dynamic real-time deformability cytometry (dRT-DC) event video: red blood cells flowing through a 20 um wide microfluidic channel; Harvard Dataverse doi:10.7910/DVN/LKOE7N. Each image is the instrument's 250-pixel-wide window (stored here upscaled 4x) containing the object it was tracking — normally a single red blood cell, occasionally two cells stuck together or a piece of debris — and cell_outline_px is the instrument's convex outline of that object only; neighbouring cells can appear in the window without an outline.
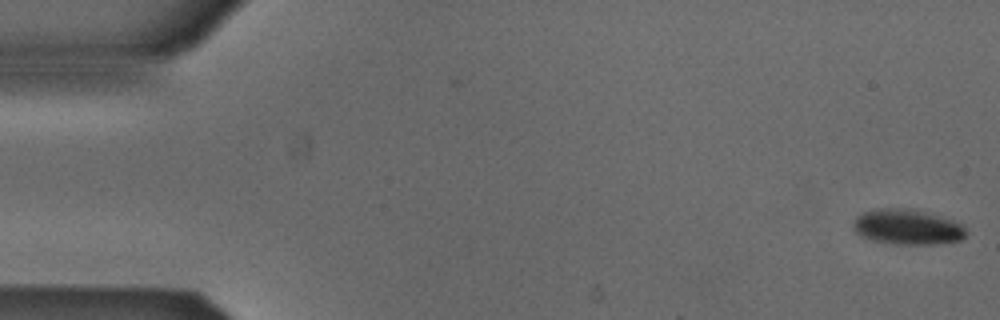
{"species": "Egyptian fruit bat (a non-hibernating species)", "species_latin": "Rousettus aegyptiacus", "temperature_condition": "cold", "stored_images_in_passage": 3, "camera_frame_rate_fps": 3000, "um_per_image_px": 0.085, "animal": {"sex": "male"}, "frame": {"image": 1, "passage_image": 3, "time_ms": 0.667, "image_size_px": [1000, 320], "cell_outline_px": [[964, 236], [960, 240], [932, 244], [896, 244], [872, 240], [856, 232], [852, 224], [856, 216], [872, 208], [912, 208], [940, 216], [952, 220], [960, 224], [964, 228]], "centroid_in_image_um": [77.08, 19.27], "position_along_channel_um": 7.9, "area_um2": 23.0}}